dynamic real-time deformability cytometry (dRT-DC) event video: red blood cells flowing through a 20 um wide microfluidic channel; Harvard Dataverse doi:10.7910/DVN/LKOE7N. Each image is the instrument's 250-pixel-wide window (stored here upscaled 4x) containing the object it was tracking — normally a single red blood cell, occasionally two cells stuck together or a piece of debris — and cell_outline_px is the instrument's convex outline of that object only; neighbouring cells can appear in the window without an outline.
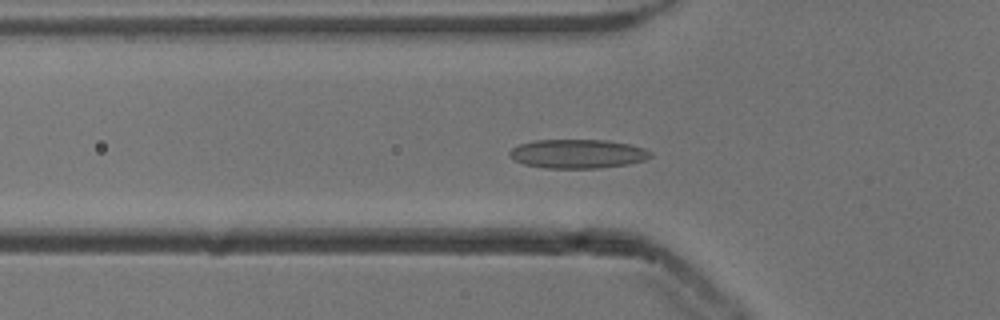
{"species": "common noctule bat (a hibernating species)", "species_latin": "Nyctalus noctula", "temperature_condition": "cold", "stored_images_in_passage": 55, "camera_frame_rate_fps": 3000, "um_per_image_px": 0.085, "animal": {"sex": "male", "body_mass_g": 13.3}, "frame": {"image": 1, "passage_image": 18, "time_ms": 5.667, "image_size_px": [1000, 320], "cell_outline_px": [[652, 156], [644, 160], [628, 164], [600, 168], [548, 168], [524, 164], [508, 156], [508, 152], [512, 148], [520, 144], [532, 140], [604, 140], [628, 144], [644, 148], [652, 152]], "centroid_in_image_um": [49.09, 13.07], "position_along_channel_um": 76.7, "area_um2": 23.76}}
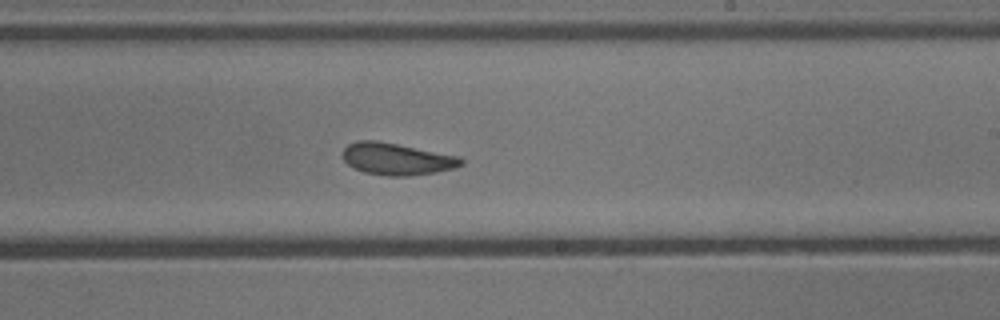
{"frame": {"image": 2, "passage_image": 32, "time_ms": 10.333, "image_size_px": [1000, 320], "cell_outline_px": [[464, 164], [456, 168], [436, 172], [408, 176], [388, 176], [364, 172], [348, 164], [344, 160], [344, 148], [348, 144], [356, 140], [376, 140], [460, 156], [464, 160]], "centroid_in_image_um": [33.77, 13.51], "position_along_channel_um": 255.2, "area_um2": 22.02}}
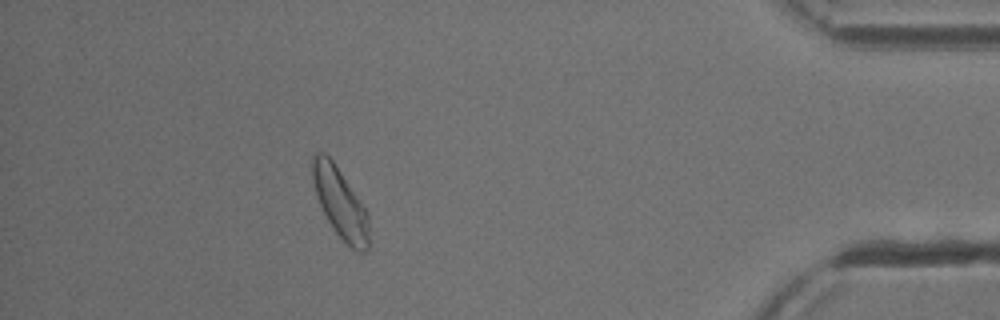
{"frame": {"image": 3, "passage_image": 48, "time_ms": 15.667, "image_size_px": [1000, 320], "cell_outline_px": [[372, 244], [364, 252], [356, 252], [336, 232], [328, 220], [320, 204], [316, 192], [312, 176], [312, 156], [316, 152], [324, 152], [332, 160], [368, 212]], "centroid_in_image_um": [28.98, 17.31], "position_along_channel_um": 406.2, "area_um2": 23.0}, "authors_computed_cell_mechanics": {"area_um2": 22.7732, "velocity_mm_per_s": 3.8169, "shape_relaxation_time_tau1_ms": 4.4191, "shape_relaxation_time_tau2_ms": 2.1408, "deformation_change_tau1": 0.1022, "deformation_change_tau2": 0.0842}}